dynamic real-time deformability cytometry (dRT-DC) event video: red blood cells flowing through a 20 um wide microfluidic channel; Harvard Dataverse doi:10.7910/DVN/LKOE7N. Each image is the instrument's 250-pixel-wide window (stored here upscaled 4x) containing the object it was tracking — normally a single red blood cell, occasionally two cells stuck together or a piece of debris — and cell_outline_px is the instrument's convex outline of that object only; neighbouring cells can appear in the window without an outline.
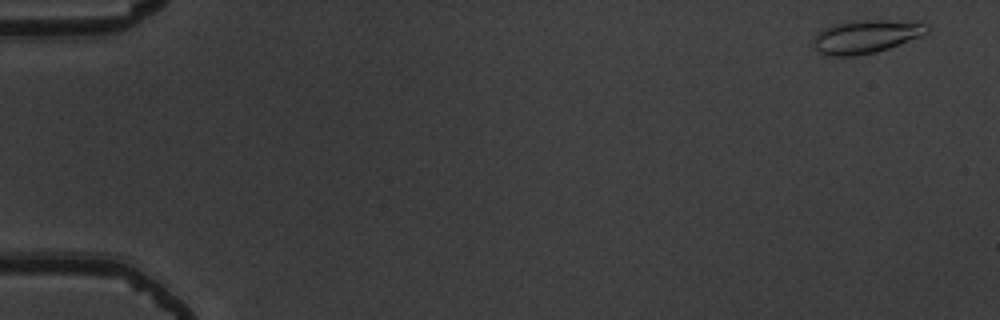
{"species": "common noctule bat (a hibernating species)", "species_latin": "Nyctalus noctula", "temperature_condition": "warm", "stored_images_in_passage": 5, "camera_frame_rate_fps": 3000, "um_per_image_px": 0.085, "animal": {"sex": "male", "body_mass_g": 19.5, "forearm_length_mm": 54.6}, "frame": {"image": 1, "passage_image": 1, "time_ms": 0.0, "image_size_px": [1000, 320], "cell_outline_px": [[932, 28], [928, 32], [920, 36], [888, 48], [876, 52], [852, 56], [828, 56], [816, 52], [812, 44], [812, 40], [824, 28], [836, 24], [852, 20], [884, 20], [928, 24]], "centroid_in_image_um": [73.56, 3.12], "position_along_channel_um": 11.4, "area_um2": 21.91}}